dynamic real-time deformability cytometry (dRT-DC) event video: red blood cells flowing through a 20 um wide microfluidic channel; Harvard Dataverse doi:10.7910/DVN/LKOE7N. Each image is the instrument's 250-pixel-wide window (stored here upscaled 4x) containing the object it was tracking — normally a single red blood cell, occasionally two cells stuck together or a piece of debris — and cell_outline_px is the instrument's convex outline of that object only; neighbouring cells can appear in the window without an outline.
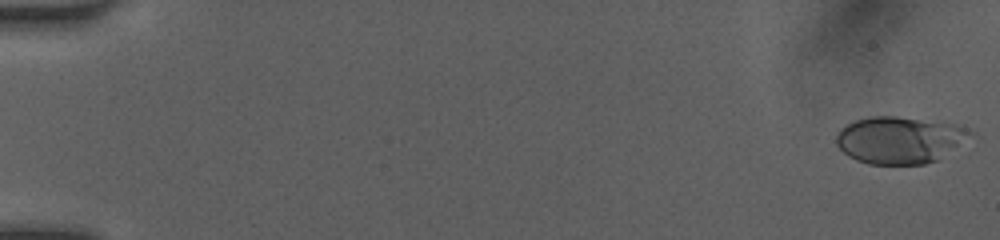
{"species": "human", "species_latin": "Homo sapiens", "temperature_condition": "room temperature", "stored_images_in_passage": 50, "camera_frame_rate_fps": 3000, "um_per_image_px": 0.085, "donor": {"sex": "female"}, "frame": {"image": 1, "passage_image": 1, "time_ms": 0.0, "image_size_px": [1000, 240], "cell_outline_px": [[980, 136], [940, 160], [924, 164], [868, 164], [856, 160], [848, 156], [836, 144], [836, 136], [840, 128], [856, 120], [868, 116], [896, 116], [940, 120], [956, 124], [976, 132]], "centroid_in_image_um": [76.64, 11.89], "position_along_channel_um": 8.4, "area_um2": 38.21}}
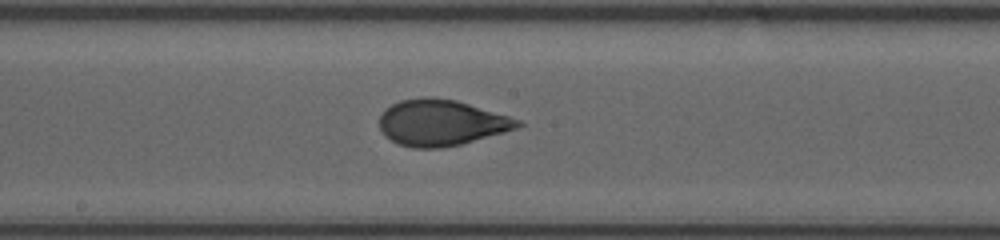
{"frame": {"image": 2, "passage_image": 28, "time_ms": 9.0, "image_size_px": [1000, 240], "cell_outline_px": [[524, 124], [516, 128], [504, 132], [460, 144], [440, 148], [412, 148], [396, 144], [384, 136], [380, 128], [380, 116], [384, 108], [400, 100], [424, 96], [432, 96], [456, 100], [508, 116], [520, 120]], "centroid_in_image_um": [37.45, 10.42], "position_along_channel_um": 210.8, "area_um2": 37.17}}
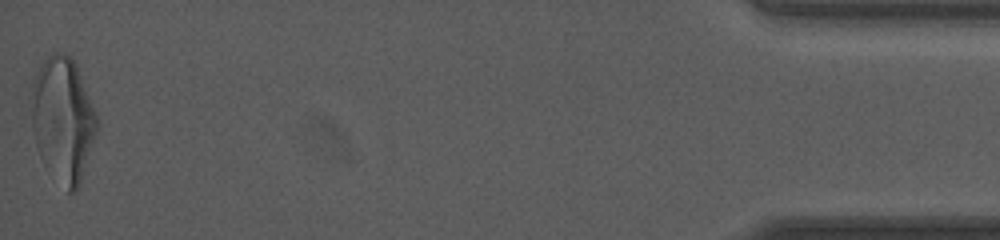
{"frame": {"image": 3, "passage_image": 50, "time_ms": 16.333, "image_size_px": [1000, 240], "cell_outline_px": [[100, 128], [76, 192], [68, 192], [40, 156], [36, 144], [32, 124], [28, 96], [32, 80], [40, 64], [52, 52], [64, 52], [76, 64], [96, 112]], "centroid_in_image_um": [5.34, 10.09], "position_along_channel_um": 429.9, "area_um2": 47.97}, "authors_computed_cell_mechanics": {"area_um2": 36.5874, "velocity_mm_per_s": 4.17, "shape_relaxation_time_tau1_ms": 3.0127, "shape_relaxation_time_tau2_ms": 0.6921, "deformation_change_tau1": 0.1639, "deformation_change_tau2": 0.0632}}